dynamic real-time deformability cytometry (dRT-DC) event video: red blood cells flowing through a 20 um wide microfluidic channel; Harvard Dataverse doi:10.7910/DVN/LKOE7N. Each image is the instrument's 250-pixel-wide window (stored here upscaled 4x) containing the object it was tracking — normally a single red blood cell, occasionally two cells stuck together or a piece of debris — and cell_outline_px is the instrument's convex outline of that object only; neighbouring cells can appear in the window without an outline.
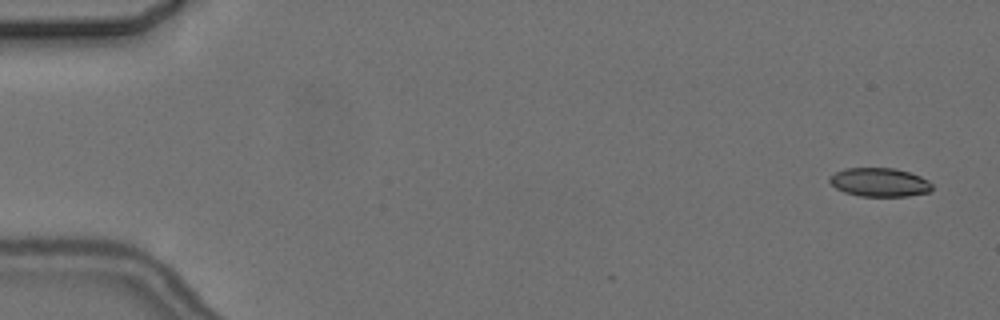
{"species": "common noctule bat (a hibernating species)", "species_latin": "Nyctalus noctula", "temperature_condition": "cold", "stored_images_in_passage": 5, "camera_frame_rate_fps": 3000, "um_per_image_px": 0.085, "animal": {"sex": "female", "body_mass_g": 24.6, "forearm_length_mm": 56.2}, "frame": {"image": 1, "passage_image": 1, "time_ms": 0.0, "image_size_px": [1000, 320], "cell_outline_px": [[932, 188], [928, 192], [908, 196], [860, 196], [844, 192], [836, 188], [828, 180], [828, 176], [844, 168], [892, 168], [908, 172], [920, 176], [928, 180], [932, 184]], "centroid_in_image_um": [74.73, 15.49], "position_along_channel_um": 10.3, "area_um2": 17.11}}